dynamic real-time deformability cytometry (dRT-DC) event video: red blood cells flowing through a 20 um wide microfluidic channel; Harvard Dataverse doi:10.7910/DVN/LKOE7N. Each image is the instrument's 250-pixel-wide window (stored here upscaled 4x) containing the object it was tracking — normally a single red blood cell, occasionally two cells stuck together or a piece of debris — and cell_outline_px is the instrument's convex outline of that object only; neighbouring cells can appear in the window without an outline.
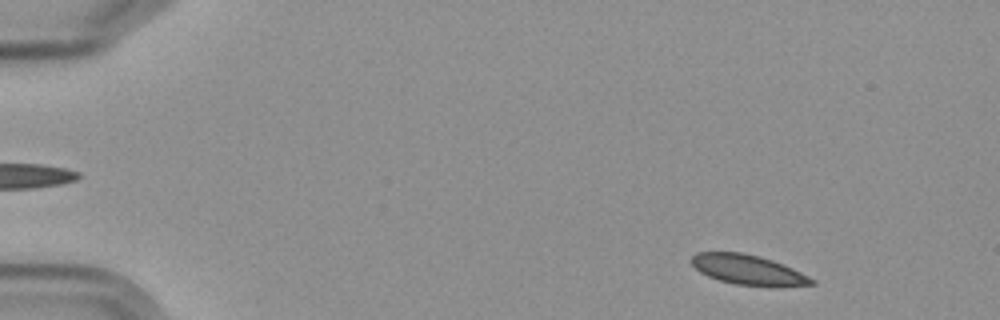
{"species": "Egyptian fruit bat (a non-hibernating species)", "species_latin": "Rousettus aegyptiacus", "temperature_condition": "cold", "stored_images_in_passage": 6, "camera_frame_rate_fps": 3000, "um_per_image_px": 0.085, "frame": {"image": 1, "passage_image": 1, "time_ms": 0.0, "image_size_px": [1000, 320], "cell_outline_px": [[816, 284], [780, 288], [736, 284], [720, 280], [708, 276], [700, 272], [688, 260], [696, 252], [740, 252], [772, 260], [792, 268], [816, 280]], "centroid_in_image_um": [63.61, 22.96], "position_along_channel_um": 21.4, "area_um2": 21.15}}
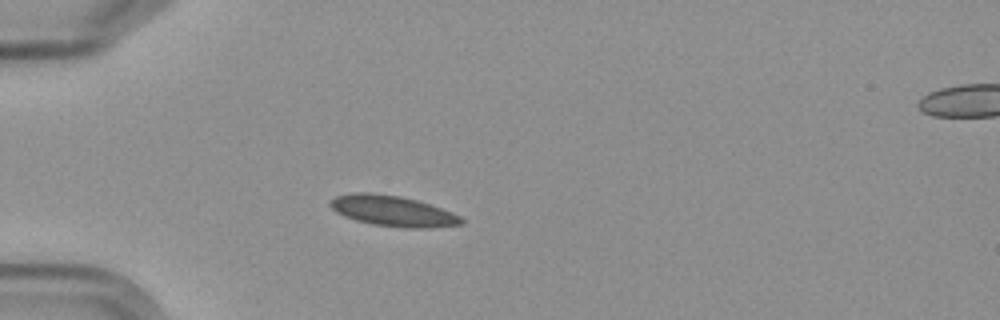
{"frame": {"image": 2, "passage_image": 4, "time_ms": 3.333, "image_size_px": [1000, 320], "cell_outline_px": [[464, 224], [432, 228], [404, 228], [372, 224], [356, 220], [344, 216], [336, 212], [328, 204], [328, 200], [336, 196], [352, 192], [368, 192], [400, 196], [416, 200], [452, 212], [460, 216], [464, 220]], "centroid_in_image_um": [33.36, 17.93], "position_along_channel_um": 51.6, "area_um2": 23.52}}
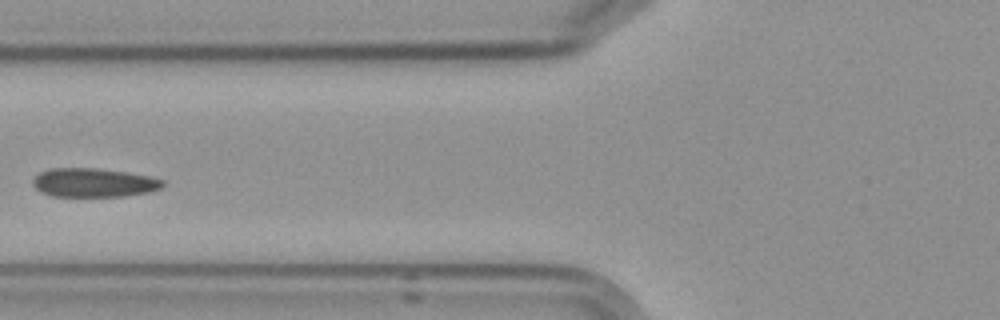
{"frame": {"image": 3, "passage_image": 6, "time_ms": 5.667, "image_size_px": [1000, 320], "cell_outline_px": [[164, 184], [160, 188], [148, 192], [124, 196], [52, 196], [40, 192], [32, 184], [32, 180], [40, 172], [52, 168], [96, 168], [124, 172], [148, 176], [164, 180]], "centroid_in_image_um": [7.93, 15.53], "position_along_channel_um": 117.9, "area_um2": 21.68}}